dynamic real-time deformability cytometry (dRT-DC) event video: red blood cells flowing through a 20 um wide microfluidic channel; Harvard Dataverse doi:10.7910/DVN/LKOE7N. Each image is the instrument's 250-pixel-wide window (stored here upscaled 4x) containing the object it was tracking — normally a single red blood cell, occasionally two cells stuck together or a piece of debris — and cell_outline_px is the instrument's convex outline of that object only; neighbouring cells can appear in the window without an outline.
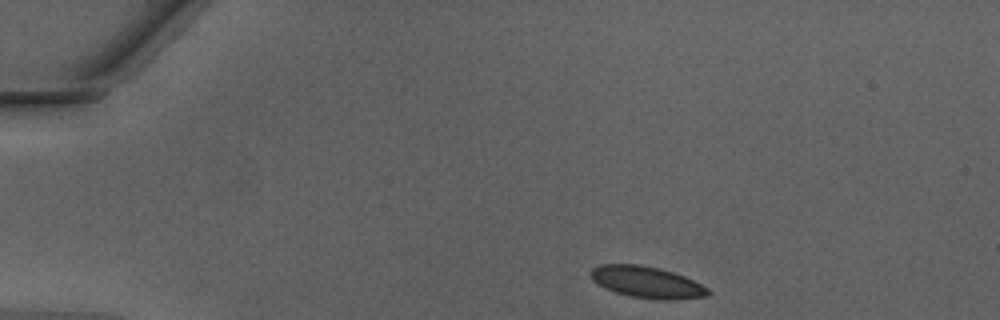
{"species": "Egyptian fruit bat (a non-hibernating species)", "species_latin": "Rousettus aegyptiacus", "temperature_condition": "warm", "stored_images_in_passage": 41, "camera_frame_rate_fps": 3000, "um_per_image_px": 0.085, "animal": {"sex": "male"}, "frame": {"image": 1, "passage_image": 1, "time_ms": 0.0, "image_size_px": [1000, 320], "cell_outline_px": [[712, 292], [708, 296], [668, 300], [628, 296], [604, 288], [596, 284], [588, 276], [588, 272], [592, 268], [600, 264], [640, 264], [660, 268], [684, 276], [708, 288]], "centroid_in_image_um": [54.92, 23.97], "position_along_channel_um": 30.1, "area_um2": 21.73}}
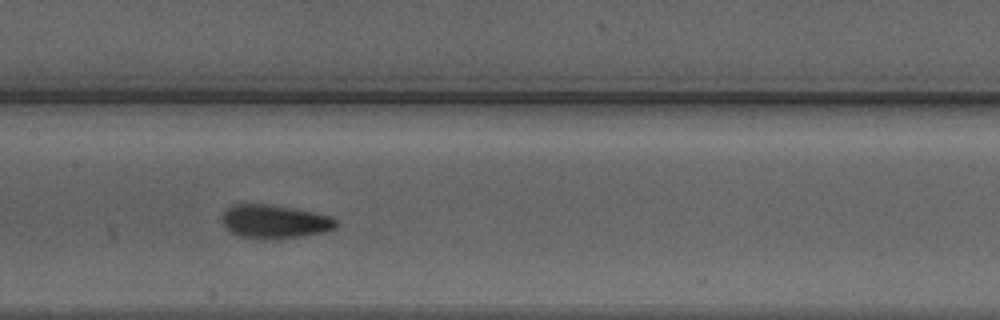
{"frame": {"image": 2, "passage_image": 17, "time_ms": 5.333, "image_size_px": [1000, 320], "cell_outline_px": [[340, 224], [336, 228], [324, 232], [272, 240], [256, 240], [240, 236], [232, 232], [220, 220], [220, 216], [224, 208], [232, 204], [272, 204], [332, 216]], "centroid_in_image_um": [23.3, 18.83], "position_along_channel_um": 184.1, "area_um2": 22.77}}
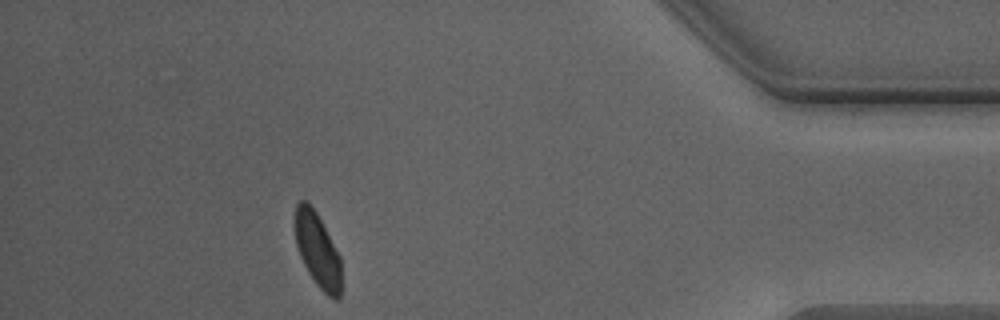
{"frame": {"image": 3, "passage_image": 36, "time_ms": 11.667, "image_size_px": [1000, 320], "cell_outline_px": [[340, 300], [332, 300], [316, 284], [308, 272], [300, 256], [296, 244], [296, 204], [300, 200], [304, 200], [316, 212], [340, 256]], "centroid_in_image_um": [27.0, 21.31], "position_along_channel_um": 408.2, "area_um2": 19.59}, "authors_computed_cell_mechanics": {"area_um2": 21.5016, "velocity_mm_per_s": 4.2556, "shape_relaxation_time_tau1_ms": 1.7385, "shape_relaxation_time_tau2_ms": 1.2105, "deformation_change_tau1": 0.0818, "deformation_change_tau2": 0.0538}}